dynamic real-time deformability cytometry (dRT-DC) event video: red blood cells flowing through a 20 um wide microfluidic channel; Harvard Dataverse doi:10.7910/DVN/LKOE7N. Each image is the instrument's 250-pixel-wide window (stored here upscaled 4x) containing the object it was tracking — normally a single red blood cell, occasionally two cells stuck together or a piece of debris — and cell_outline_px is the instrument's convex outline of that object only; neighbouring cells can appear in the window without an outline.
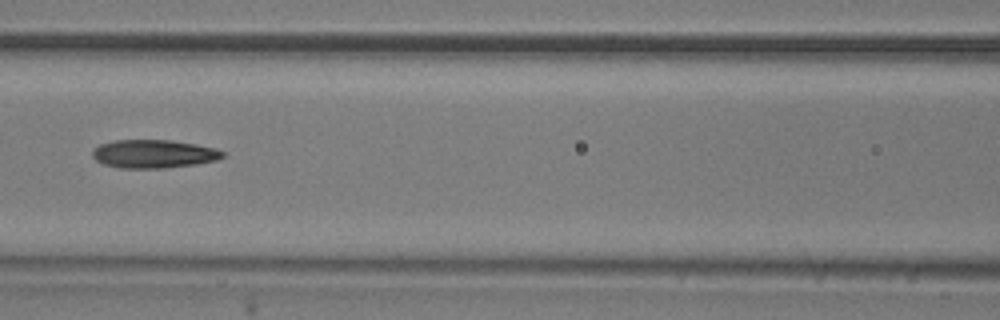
{"species": "common noctule bat (a hibernating species)", "species_latin": "Nyctalus noctula", "temperature_condition": "room temperature", "stored_images_in_passage": 20, "camera_frame_rate_fps": 3000, "um_per_image_px": 0.085, "animal": {"sex": "male", "body_mass_g": 20.5, "forearm_length_mm": 52.5}, "frame": {"image": 1, "passage_image": 9, "time_ms": 2.667, "image_size_px": [1000, 320], "cell_outline_px": [[224, 156], [216, 160], [196, 164], [164, 168], [120, 168], [104, 164], [96, 160], [92, 156], [92, 152], [100, 144], [116, 140], [172, 140], [196, 144], [216, 148], [224, 152]], "centroid_in_image_um": [13.08, 13.08], "position_along_channel_um": 153.5, "area_um2": 21.44}}
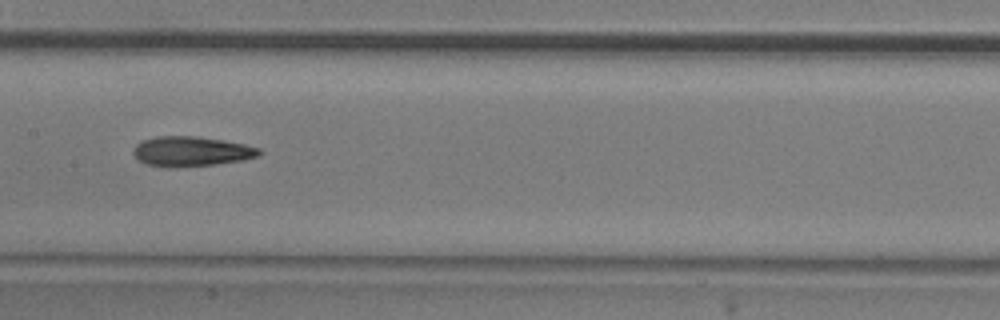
{"frame": {"image": 2, "passage_image": 12, "time_ms": 3.667, "image_size_px": [1000, 320], "cell_outline_px": [[264, 152], [260, 156], [244, 160], [216, 164], [172, 168], [148, 164], [140, 160], [132, 152], [136, 144], [144, 140], [156, 136], [196, 136], [224, 140], [244, 144], [260, 148]], "centroid_in_image_um": [16.32, 12.87], "position_along_channel_um": 191.1, "area_um2": 22.02}}
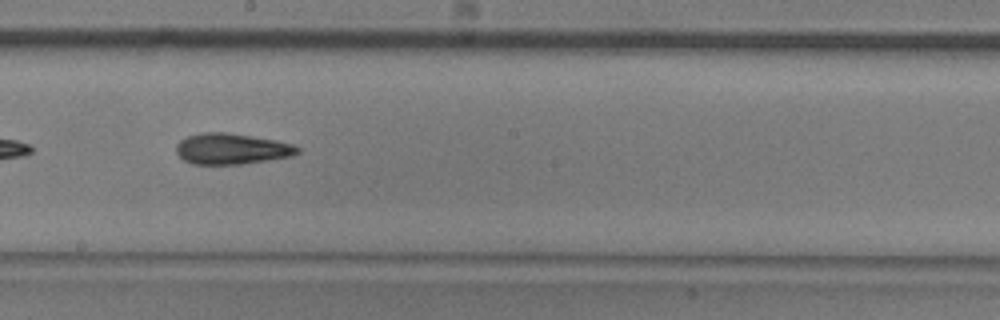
{"frame": {"image": 3, "passage_image": 15, "time_ms": 4.667, "image_size_px": [1000, 320], "cell_outline_px": [[300, 152], [292, 156], [240, 164], [192, 164], [184, 160], [176, 152], [176, 144], [180, 140], [188, 136], [200, 132], [224, 132], [276, 140], [292, 144], [300, 148]], "centroid_in_image_um": [19.67, 12.65], "position_along_channel_um": 228.5, "area_um2": 21.73}}